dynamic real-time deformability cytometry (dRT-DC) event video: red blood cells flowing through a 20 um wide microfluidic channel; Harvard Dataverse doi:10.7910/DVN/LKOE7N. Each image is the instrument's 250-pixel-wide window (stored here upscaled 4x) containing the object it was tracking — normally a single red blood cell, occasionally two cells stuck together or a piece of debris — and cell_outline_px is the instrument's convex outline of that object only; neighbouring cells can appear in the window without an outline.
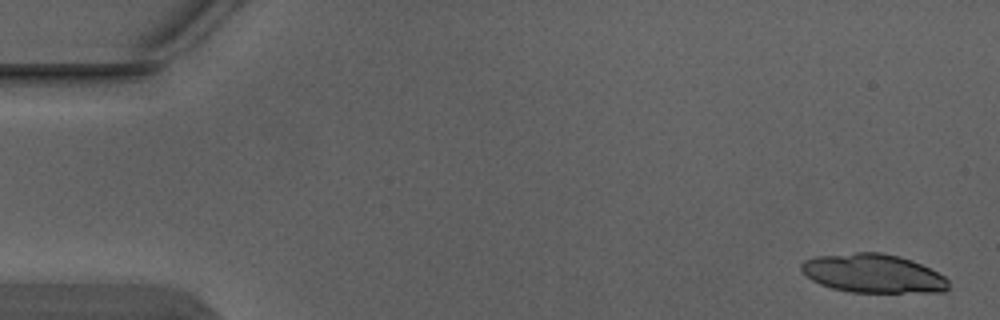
{"species": "Egyptian fruit bat (a non-hibernating species)", "species_latin": "Rousettus aegyptiacus", "temperature_condition": "warm", "stored_images_in_passage": 5, "segment_of_instrument_passage": [1, 2], "camera_frame_rate_fps": 3000, "um_per_image_px": 0.085, "animal": {"sex": "male"}, "frame": {"image": 1, "passage_image": 1, "time_ms": 0.0, "image_size_px": [1000, 320], "cell_outline_px": [[948, 288], [944, 292], [852, 292], [832, 288], [820, 284], [812, 280], [800, 268], [800, 264], [804, 260], [816, 256], [856, 252], [880, 252], [900, 256], [912, 260], [944, 276], [948, 280]], "centroid_in_image_um": [74.2, 23.23], "position_along_channel_um": 10.8, "area_um2": 33.12}}